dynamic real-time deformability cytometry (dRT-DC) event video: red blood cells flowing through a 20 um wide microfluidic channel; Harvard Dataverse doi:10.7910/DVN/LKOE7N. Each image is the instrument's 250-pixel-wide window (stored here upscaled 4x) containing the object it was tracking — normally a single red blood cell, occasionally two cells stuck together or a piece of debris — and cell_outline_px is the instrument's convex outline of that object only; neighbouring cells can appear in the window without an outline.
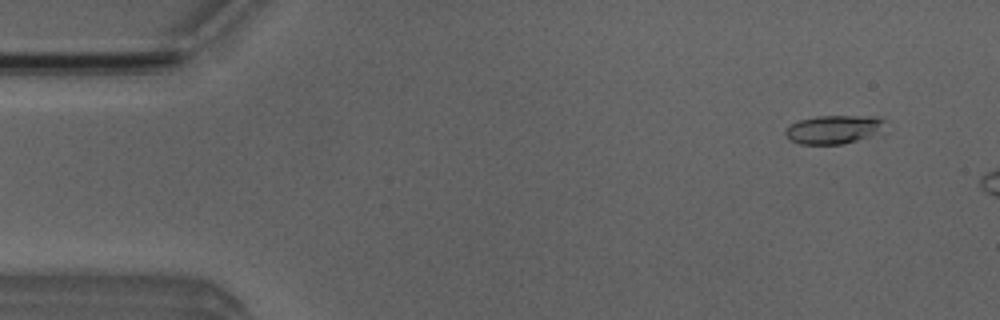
{"species": "Egyptian fruit bat (a non-hibernating species)", "species_latin": "Rousettus aegyptiacus", "temperature_condition": "room temperature", "stored_images_in_passage": 12, "camera_frame_rate_fps": 3000, "um_per_image_px": 0.085, "animal": {"sex": "male"}, "frame": {"image": 1, "passage_image": 4, "time_ms": 1.0, "image_size_px": [1000, 320], "cell_outline_px": [[888, 132], [844, 144], [800, 144], [788, 140], [784, 136], [784, 128], [800, 120], [816, 116], [884, 116], [888, 120]], "centroid_in_image_um": [71.02, 11.0], "position_along_channel_um": 14.0, "area_um2": 17.57}}